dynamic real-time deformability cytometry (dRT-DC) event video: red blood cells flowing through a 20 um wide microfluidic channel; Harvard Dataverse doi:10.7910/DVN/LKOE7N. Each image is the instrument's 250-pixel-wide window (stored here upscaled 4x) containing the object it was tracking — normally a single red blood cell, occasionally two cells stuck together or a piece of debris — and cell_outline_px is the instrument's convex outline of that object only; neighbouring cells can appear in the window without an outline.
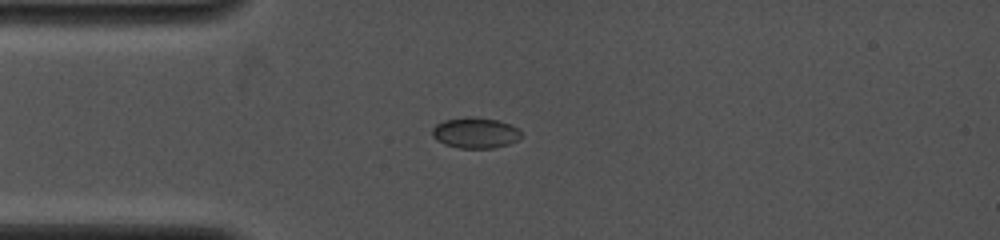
{"species": "common noctule bat (a hibernating species)", "species_latin": "Nyctalus noctula", "temperature_condition": "cold", "stored_images_in_passage": 6, "camera_frame_rate_fps": 4000, "um_per_image_px": 0.085, "animal": {"sex": "female", "body_mass_g": 19.0, "forearm_length_mm": 53.3}, "frame": {"image": 1, "passage_image": 1, "time_ms": 0.0, "image_size_px": [1000, 240], "cell_outline_px": [[524, 136], [508, 144], [492, 148], [460, 148], [444, 144], [436, 140], [432, 136], [432, 128], [436, 124], [444, 120], [472, 116], [496, 120], [508, 124], [516, 128]], "centroid_in_image_um": [40.37, 11.29], "position_along_channel_um": 44.6, "area_um2": 15.84}}
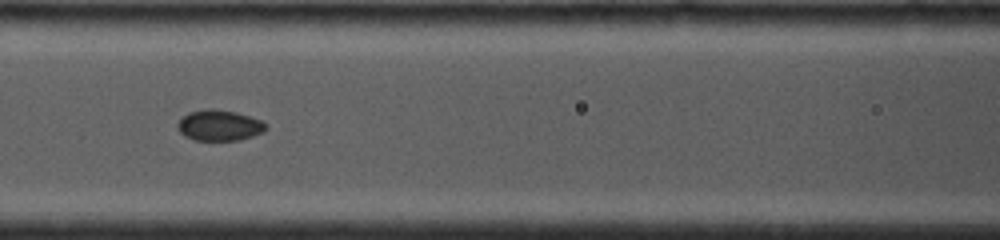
{"frame": {"image": 2, "passage_image": 4, "time_ms": 2.75, "image_size_px": [1000, 240], "cell_outline_px": [[268, 128], [264, 132], [240, 140], [192, 140], [184, 136], [176, 128], [176, 124], [188, 112], [208, 108], [212, 108], [236, 112], [260, 120]], "centroid_in_image_um": [18.61, 10.66], "position_along_channel_um": 148.0, "area_um2": 15.9}}
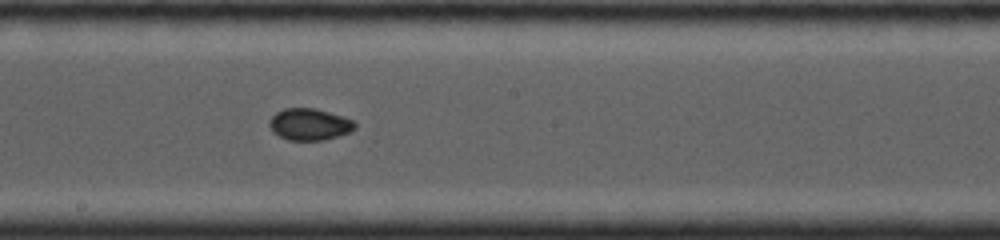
{"frame": {"image": 3, "passage_image": 6, "time_ms": 4.5, "image_size_px": [1000, 240], "cell_outline_px": [[356, 128], [348, 132], [324, 140], [288, 140], [272, 132], [268, 124], [268, 120], [276, 112], [284, 108], [316, 108], [344, 116], [352, 120], [356, 124]], "centroid_in_image_um": [26.28, 10.55], "position_along_channel_um": 221.9, "area_um2": 15.9}}